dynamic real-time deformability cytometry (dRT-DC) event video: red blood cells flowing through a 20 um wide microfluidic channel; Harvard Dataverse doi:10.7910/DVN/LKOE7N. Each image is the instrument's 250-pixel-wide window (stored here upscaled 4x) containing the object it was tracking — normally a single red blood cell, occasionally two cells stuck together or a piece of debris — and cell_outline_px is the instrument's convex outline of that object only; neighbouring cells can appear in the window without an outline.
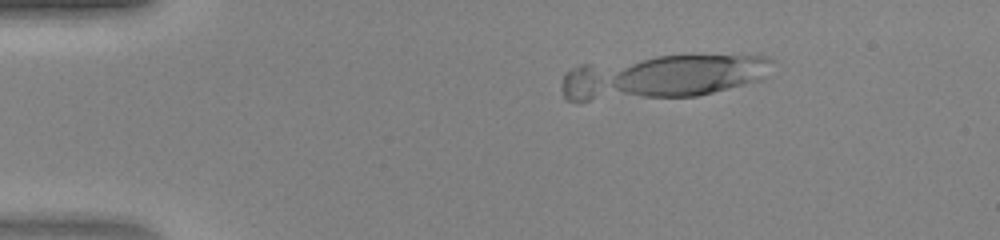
{"species": "human", "species_latin": "Homo sapiens", "temperature_condition": "warm", "stored_images_in_passage": 15, "camera_frame_rate_fps": 3000, "um_per_image_px": 0.085, "donor": {"sex": "female"}, "frame": {"image": 1, "passage_image": 7, "time_ms": 2.0, "image_size_px": [1000, 240], "cell_outline_px": [[776, 60], [764, 80], [696, 96], [580, 104], [576, 104], [564, 100], [564, 72], [580, 64], [688, 52], [696, 52], [768, 56]], "centroid_in_image_um": [56.31, 6.52], "position_along_channel_um": 28.7, "area_um2": 57.4}}